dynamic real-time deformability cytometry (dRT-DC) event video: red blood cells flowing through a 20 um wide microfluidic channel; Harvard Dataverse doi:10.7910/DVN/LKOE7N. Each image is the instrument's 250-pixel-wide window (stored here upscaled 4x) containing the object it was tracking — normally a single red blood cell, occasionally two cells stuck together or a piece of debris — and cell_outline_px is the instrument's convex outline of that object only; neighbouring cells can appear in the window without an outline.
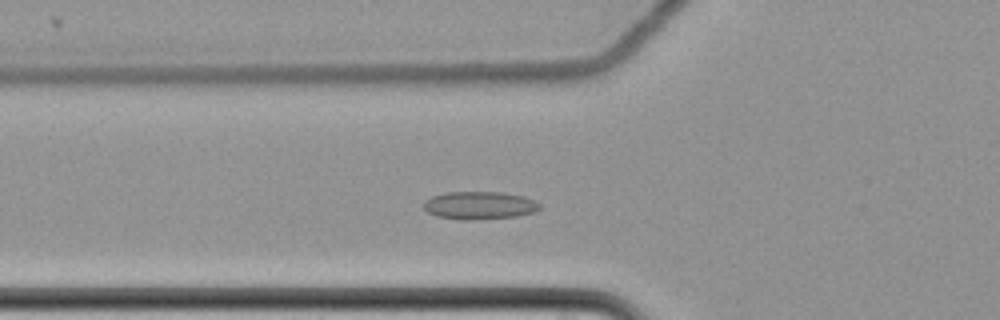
{"species": "common noctule bat (a hibernating species)", "species_latin": "Nyctalus noctula", "temperature_condition": "cold", "stored_images_in_passage": 56, "camera_frame_rate_fps": 3000, "um_per_image_px": 0.085, "animal": {"sex": "female", "body_mass_g": 22.7, "forearm_length_mm": 54.2}, "frame": {"image": 1, "passage_image": 18, "time_ms": 5.667, "image_size_px": [1000, 320], "cell_outline_px": [[540, 208], [536, 212], [516, 216], [472, 220], [460, 220], [436, 216], [428, 212], [424, 208], [424, 200], [432, 196], [448, 192], [504, 192], [524, 196], [536, 200], [540, 204]], "centroid_in_image_um": [40.78, 17.46], "position_along_channel_um": 85.0, "area_um2": 19.02}}
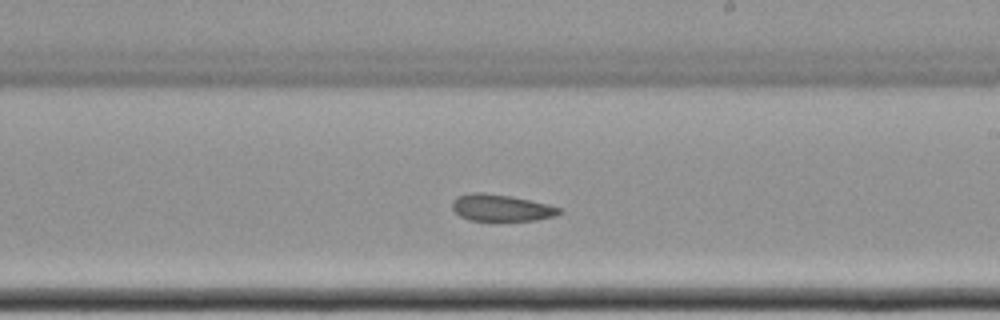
{"frame": {"image": 2, "passage_image": 32, "time_ms": 10.333, "image_size_px": [1000, 320], "cell_outline_px": [[564, 212], [552, 216], [536, 220], [468, 220], [460, 216], [452, 208], [452, 200], [456, 196], [472, 192], [480, 192], [512, 196], [548, 204], [560, 208]], "centroid_in_image_um": [42.57, 17.65], "position_along_channel_um": 246.4, "area_um2": 16.65}}
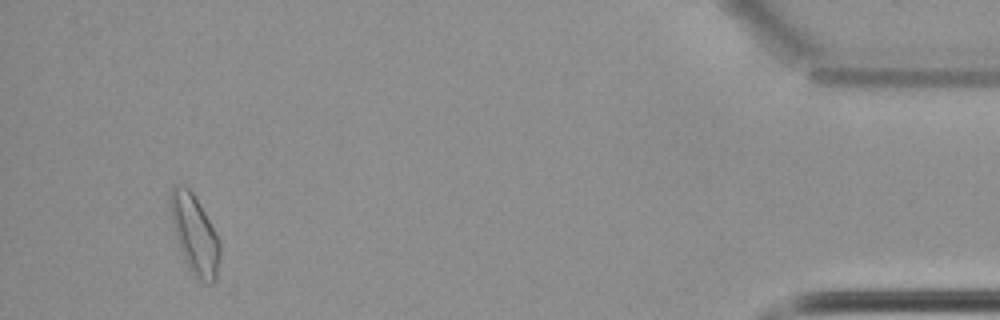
{"frame": {"image": 3, "passage_image": 53, "time_ms": 17.333, "image_size_px": [1000, 320], "cell_outline_px": [[220, 256], [216, 280], [212, 284], [208, 284], [200, 280], [188, 268], [180, 248], [176, 236], [168, 204], [168, 192], [176, 184], [180, 184], [188, 188], [192, 192], [216, 232], [220, 240]], "centroid_in_image_um": [16.54, 19.91], "position_along_channel_um": 418.7, "area_um2": 22.77}}